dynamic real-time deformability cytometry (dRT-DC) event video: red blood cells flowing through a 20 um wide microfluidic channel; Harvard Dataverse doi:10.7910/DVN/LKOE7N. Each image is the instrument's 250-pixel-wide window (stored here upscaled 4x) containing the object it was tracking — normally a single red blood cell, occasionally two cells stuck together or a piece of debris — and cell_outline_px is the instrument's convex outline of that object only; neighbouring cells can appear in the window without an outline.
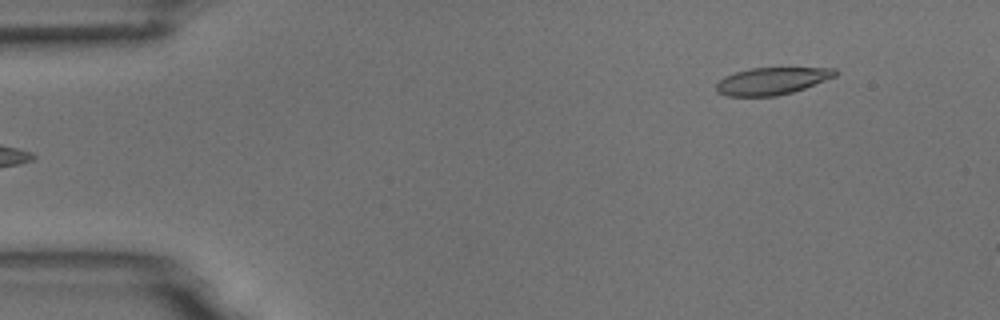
{"species": "common noctule bat (a hibernating species)", "species_latin": "Nyctalus noctula", "temperature_condition": "room temperature", "stored_images_in_passage": 5, "camera_frame_rate_fps": 3000, "um_per_image_px": 0.085, "animal": {"sex": "male", "body_mass_g": 18.8}, "frame": {"image": 1, "passage_image": 5, "time_ms": 4.667, "image_size_px": [1000, 320], "cell_outline_px": [[840, 72], [836, 76], [804, 88], [792, 92], [776, 96], [728, 96], [716, 92], [716, 84], [724, 76], [736, 72], [752, 68], [836, 68]], "centroid_in_image_um": [65.62, 6.88], "position_along_channel_um": 19.4, "area_um2": 18.79}}